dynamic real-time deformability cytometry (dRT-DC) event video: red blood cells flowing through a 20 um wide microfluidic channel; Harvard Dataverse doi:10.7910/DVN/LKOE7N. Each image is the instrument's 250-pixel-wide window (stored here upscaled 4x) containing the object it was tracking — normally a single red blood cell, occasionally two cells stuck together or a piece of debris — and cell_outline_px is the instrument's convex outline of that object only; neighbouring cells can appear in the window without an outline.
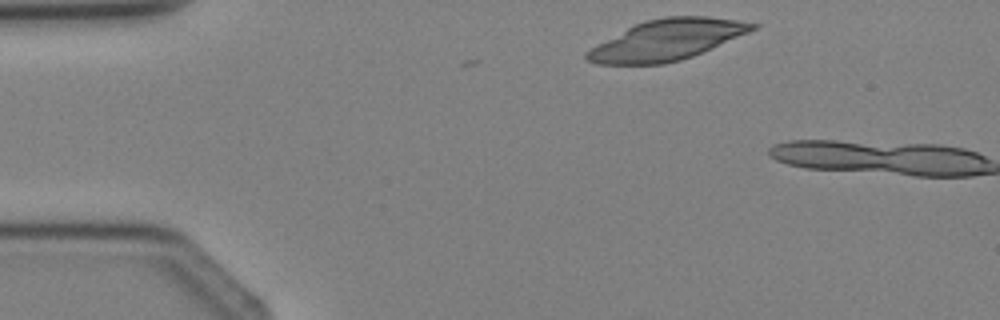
{"species": "Egyptian fruit bat (a non-hibernating species)", "species_latin": "Rousettus aegyptiacus", "temperature_condition": "cold", "stored_images_in_passage": 2, "camera_frame_rate_fps": 3000, "um_per_image_px": 0.085, "animal": {"sex": "female"}, "frame": {"image": 1, "passage_image": 1, "time_ms": 0.0, "image_size_px": [1000, 320], "cell_outline_px": [[760, 24], [756, 28], [748, 32], [692, 56], [680, 60], [664, 64], [596, 64], [584, 60], [584, 52], [596, 44], [636, 24], [648, 20], [664, 16], [708, 16], [736, 20]], "centroid_in_image_um": [56.63, 3.4], "position_along_channel_um": 28.4, "area_um2": 38.78}}